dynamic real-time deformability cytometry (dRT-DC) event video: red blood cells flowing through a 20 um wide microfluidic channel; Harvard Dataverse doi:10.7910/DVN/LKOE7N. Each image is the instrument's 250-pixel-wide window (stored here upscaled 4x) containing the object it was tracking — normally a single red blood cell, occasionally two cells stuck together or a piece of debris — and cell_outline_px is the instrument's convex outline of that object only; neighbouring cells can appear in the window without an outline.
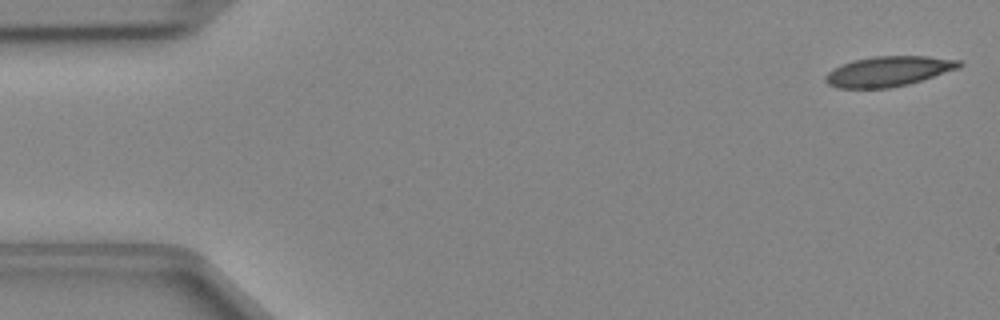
{"species": "Egyptian fruit bat (a non-hibernating species)", "species_latin": "Rousettus aegyptiacus", "temperature_condition": "cold", "stored_images_in_passage": 47, "camera_frame_rate_fps": 3000, "um_per_image_px": 0.085, "animal": {"sex": "female"}, "frame": {"image": 1, "passage_image": 1, "time_ms": 0.0, "image_size_px": [1000, 320], "cell_outline_px": [[964, 64], [960, 68], [908, 84], [888, 88], [836, 88], [828, 84], [824, 80], [824, 76], [832, 68], [852, 60], [872, 56], [928, 56], [960, 60]], "centroid_in_image_um": [75.5, 6.05], "position_along_channel_um": 9.5, "area_um2": 23.64}}
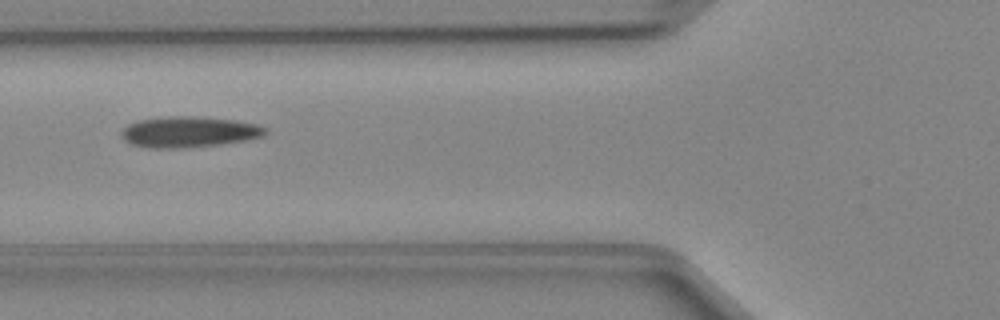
{"frame": {"image": 2, "passage_image": 17, "time_ms": 5.333, "image_size_px": [1000, 320], "cell_outline_px": [[268, 132], [264, 136], [244, 140], [220, 144], [184, 148], [148, 148], [128, 144], [120, 136], [120, 132], [128, 124], [140, 120], [168, 116], [192, 116], [236, 120], [260, 124], [268, 128]], "centroid_in_image_um": [16.06, 11.21], "position_along_channel_um": 109.7, "area_um2": 26.18}}
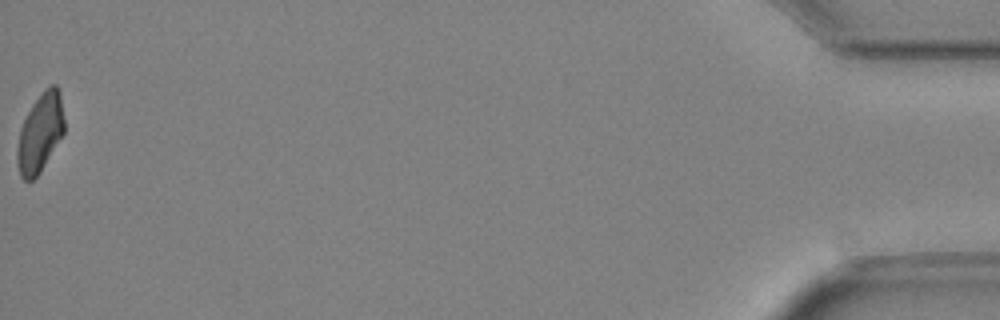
{"frame": {"image": 3, "passage_image": 47, "time_ms": 15.333, "image_size_px": [1000, 320], "cell_outline_px": [[64, 132], [40, 172], [32, 180], [24, 180], [20, 176], [16, 160], [16, 148], [20, 128], [32, 104], [44, 88], [48, 84], [56, 84], [60, 92], [64, 120]], "centroid_in_image_um": [3.4, 11.26], "position_along_channel_um": 431.8, "area_um2": 21.62}}